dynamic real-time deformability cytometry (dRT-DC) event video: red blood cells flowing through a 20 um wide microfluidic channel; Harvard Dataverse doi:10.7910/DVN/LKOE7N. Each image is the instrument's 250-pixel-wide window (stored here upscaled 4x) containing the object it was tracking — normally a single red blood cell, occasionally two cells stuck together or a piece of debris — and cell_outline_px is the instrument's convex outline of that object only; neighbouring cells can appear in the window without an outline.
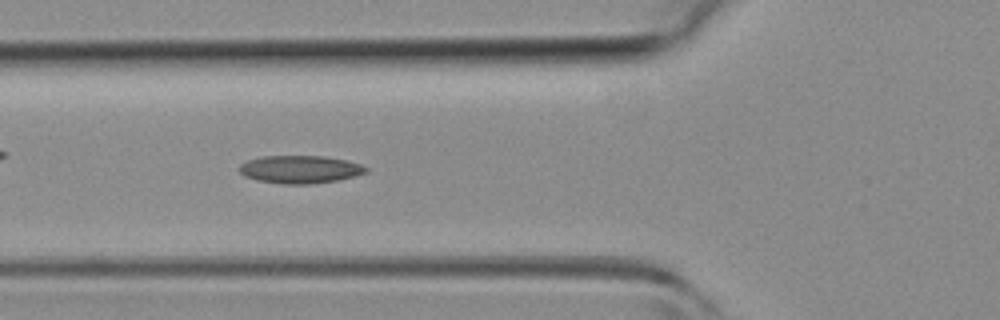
{"species": "common noctule bat (a hibernating species)", "species_latin": "Nyctalus noctula", "temperature_condition": "room temperature", "stored_images_in_passage": 41, "camera_frame_rate_fps": 3000, "um_per_image_px": 0.085, "animal": {"sex": "female", "body_mass_g": 19.3, "forearm_length_mm": 54.1}, "frame": {"image": 1, "passage_image": 14, "time_ms": 4.333, "image_size_px": [1000, 320], "cell_outline_px": [[368, 172], [356, 176], [340, 180], [308, 184], [284, 184], [256, 180], [244, 176], [240, 172], [240, 164], [248, 160], [260, 156], [324, 156], [348, 160], [360, 164], [368, 168]], "centroid_in_image_um": [25.53, 14.4], "position_along_channel_um": 100.3, "area_um2": 20.69}}
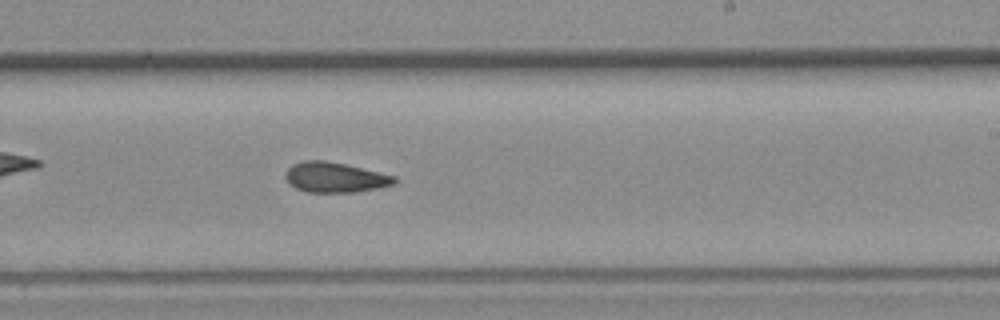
{"frame": {"image": 2, "passage_image": 24, "time_ms": 7.667, "image_size_px": [1000, 320], "cell_outline_px": [[396, 184], [356, 192], [308, 192], [296, 188], [288, 184], [284, 176], [284, 172], [292, 164], [304, 160], [324, 160], [344, 164], [396, 176]], "centroid_in_image_um": [28.43, 15.07], "position_along_channel_um": 260.6, "area_um2": 19.19}}
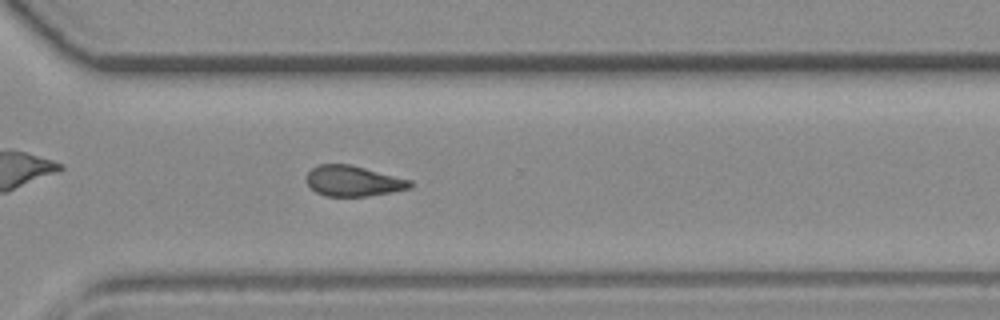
{"frame": {"image": 3, "passage_image": 29, "time_ms": 9.333, "image_size_px": [1000, 320], "cell_outline_px": [[412, 188], [392, 192], [368, 196], [324, 196], [316, 192], [308, 184], [308, 172], [312, 168], [320, 164], [348, 164], [412, 180]], "centroid_in_image_um": [30.05, 15.39], "position_along_channel_um": 340.5, "area_um2": 18.26}}